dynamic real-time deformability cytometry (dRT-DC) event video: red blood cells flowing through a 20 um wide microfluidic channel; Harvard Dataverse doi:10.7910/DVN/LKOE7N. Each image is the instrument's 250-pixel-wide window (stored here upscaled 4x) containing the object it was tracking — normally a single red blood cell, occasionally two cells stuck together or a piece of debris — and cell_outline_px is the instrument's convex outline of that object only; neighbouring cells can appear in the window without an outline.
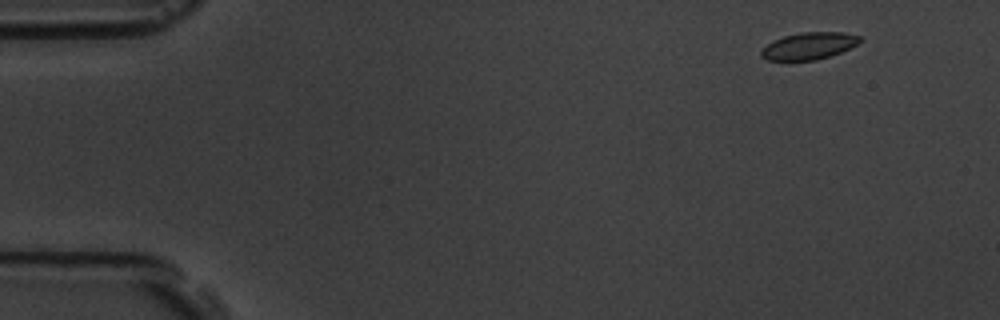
{"species": "common noctule bat (a hibernating species)", "species_latin": "Nyctalus noctula", "temperature_condition": "room temperature", "stored_images_in_passage": 6, "camera_frame_rate_fps": 3000, "um_per_image_px": 0.085, "animal": {"sex": "male", "body_mass_g": 19.5, "forearm_length_mm": 54.6}, "frame": {"image": 1, "passage_image": 1, "time_ms": 0.0, "image_size_px": [1000, 320], "cell_outline_px": [[864, 40], [840, 52], [816, 60], [768, 60], [760, 56], [760, 52], [768, 44], [784, 36], [800, 32], [844, 32], [860, 36]], "centroid_in_image_um": [68.78, 3.89], "position_along_channel_um": 16.2, "area_um2": 15.32}}
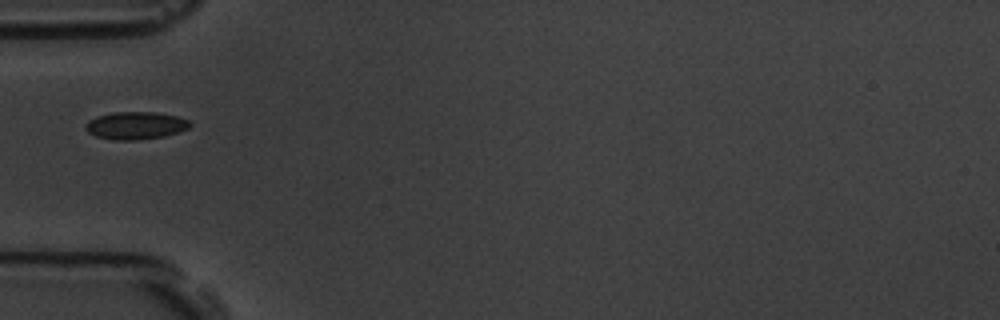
{"frame": {"image": 2, "passage_image": 5, "time_ms": 4.667, "image_size_px": [1000, 320], "cell_outline_px": [[192, 124], [188, 128], [164, 136], [136, 140], [112, 140], [96, 136], [88, 132], [84, 128], [84, 124], [88, 120], [96, 116], [112, 112], [156, 112], [176, 116], [188, 120]], "centroid_in_image_um": [11.47, 10.66], "position_along_channel_um": 73.5, "area_um2": 16.82}}
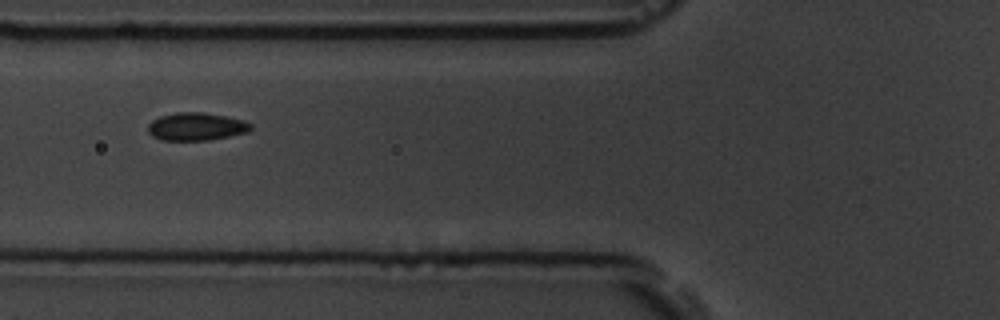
{"frame": {"image": 3, "passage_image": 6, "time_ms": 5.667, "image_size_px": [1000, 320], "cell_outline_px": [[252, 128], [248, 132], [208, 140], [160, 140], [152, 136], [148, 132], [148, 124], [152, 120], [160, 116], [176, 112], [204, 112], [244, 120], [252, 124]], "centroid_in_image_um": [16.66, 10.75], "position_along_channel_um": 109.1, "area_um2": 16.7}}